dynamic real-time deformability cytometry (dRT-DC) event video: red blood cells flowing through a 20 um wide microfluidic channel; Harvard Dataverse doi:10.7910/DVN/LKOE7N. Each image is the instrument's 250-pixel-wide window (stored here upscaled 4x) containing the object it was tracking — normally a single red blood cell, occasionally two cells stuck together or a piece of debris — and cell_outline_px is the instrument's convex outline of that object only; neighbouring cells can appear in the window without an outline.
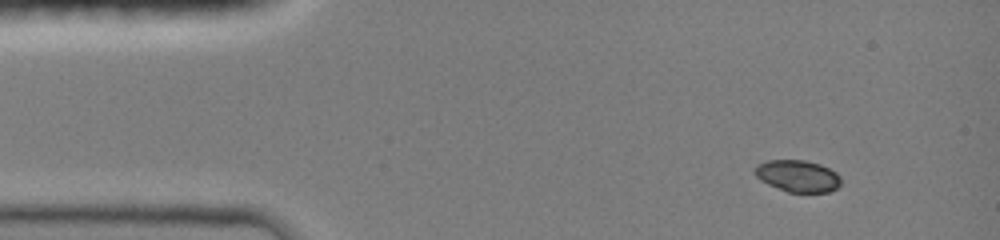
{"species": "common noctule bat (a hibernating species)", "species_latin": "Nyctalus noctula", "temperature_condition": "room temperature", "stored_images_in_passage": 8, "camera_frame_rate_fps": 3000, "um_per_image_px": 0.085, "animal": {"sex": "female", "body_mass_g": 19.0, "forearm_length_mm": 51.5}, "frame": {"image": 1, "passage_image": 1, "time_ms": 0.0, "image_size_px": [1000, 240], "cell_outline_px": [[840, 184], [836, 188], [828, 192], [788, 192], [768, 184], [760, 180], [756, 176], [756, 164], [768, 160], [804, 160], [820, 164], [836, 172], [840, 176]], "centroid_in_image_um": [67.81, 14.95], "position_along_channel_um": 17.2, "area_um2": 15.84}}
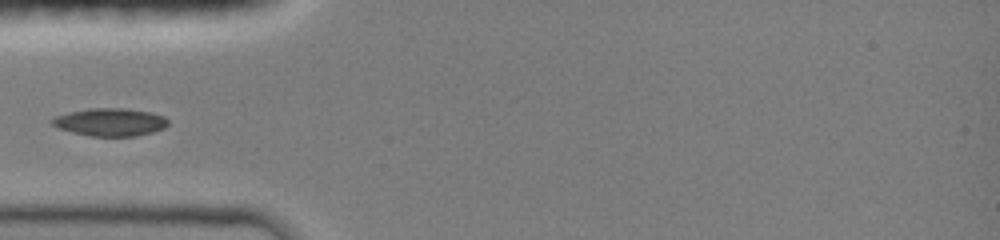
{"frame": {"image": 2, "passage_image": 5, "time_ms": 3.333, "image_size_px": [1000, 240], "cell_outline_px": [[168, 124], [164, 128], [152, 132], [136, 136], [92, 136], [72, 132], [60, 128], [52, 124], [52, 120], [56, 116], [68, 112], [92, 108], [124, 108], [148, 112], [164, 116], [168, 120]], "centroid_in_image_um": [9.39, 10.38], "position_along_channel_um": 75.6, "area_um2": 18.55}}
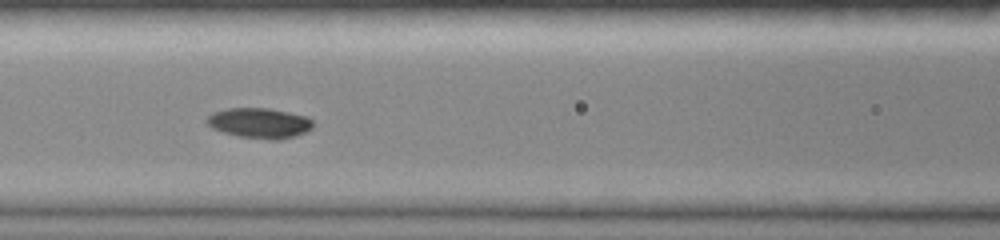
{"frame": {"image": 3, "passage_image": 7, "time_ms": 5.0, "image_size_px": [1000, 240], "cell_outline_px": [[316, 124], [312, 128], [304, 132], [292, 136], [276, 140], [272, 140], [240, 136], [224, 132], [212, 128], [204, 120], [212, 112], [228, 108], [268, 108], [308, 116]], "centroid_in_image_um": [22.06, 10.44], "position_along_channel_um": 144.5, "area_um2": 18.67}}